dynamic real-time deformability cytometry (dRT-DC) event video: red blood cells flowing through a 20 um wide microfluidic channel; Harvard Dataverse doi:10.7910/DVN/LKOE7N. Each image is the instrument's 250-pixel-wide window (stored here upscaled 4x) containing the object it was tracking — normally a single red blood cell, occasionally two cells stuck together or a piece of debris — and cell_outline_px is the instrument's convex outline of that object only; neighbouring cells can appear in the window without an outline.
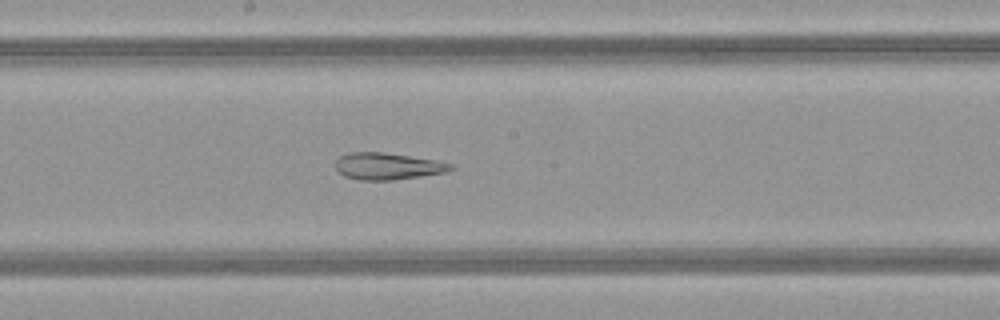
{"species": "common noctule bat (a hibernating species)", "species_latin": "Nyctalus noctula", "temperature_condition": "warm", "stored_images_in_passage": 50, "camera_frame_rate_fps": 3000, "um_per_image_px": 0.085, "animal": {"sex": "female", "body_mass_g": 21.9}, "frame": {"image": 1, "passage_image": 27, "time_ms": 8.667, "image_size_px": [1000, 320], "cell_outline_px": [[456, 168], [448, 172], [392, 180], [360, 180], [344, 176], [336, 168], [336, 160], [340, 156], [348, 152], [384, 152], [432, 160], [452, 164]], "centroid_in_image_um": [32.94, 14.13], "position_along_channel_um": 215.3, "area_um2": 17.86}}
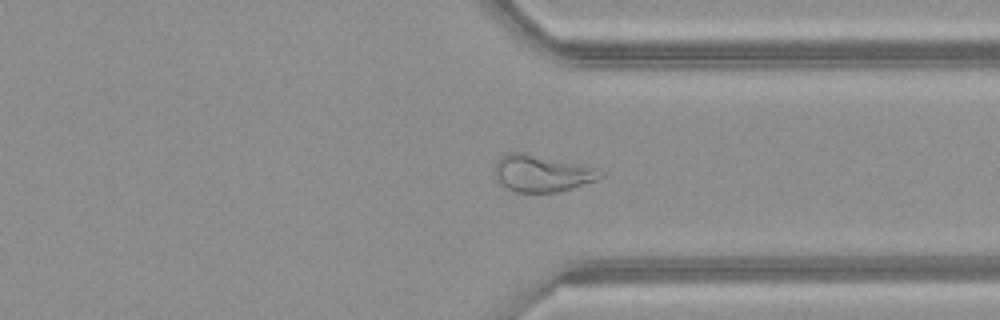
{"frame": {"image": 2, "passage_image": 38, "time_ms": 12.333, "image_size_px": [1000, 320], "cell_outline_px": [[604, 176], [596, 180], [572, 188], [556, 192], [516, 192], [500, 184], [496, 180], [496, 160], [504, 152], [524, 152], [596, 168], [604, 172]], "centroid_in_image_um": [46.03, 14.72], "position_along_channel_um": 365.4, "area_um2": 22.6}}
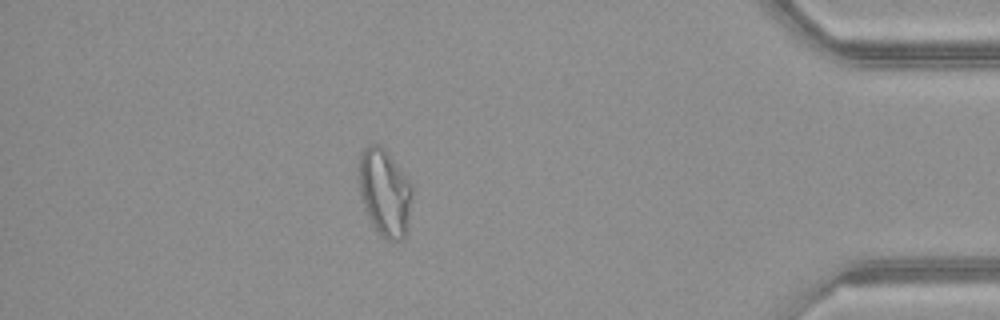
{"frame": {"image": 3, "passage_image": 44, "time_ms": 14.333, "image_size_px": [1000, 320], "cell_outline_px": [[412, 196], [408, 228], [404, 236], [400, 240], [392, 244], [384, 240], [372, 224], [364, 208], [360, 196], [356, 176], [360, 152], [368, 144], [380, 144], [384, 148], [408, 180], [412, 188]], "centroid_in_image_um": [32.66, 16.38], "position_along_channel_um": 402.5, "area_um2": 27.74}, "authors_computed_cell_mechanics": {"area_um2": 26.8481, "velocity_mm_per_s": 4.1037, "shape_relaxation_time_tau1_ms": null, "shape_relaxation_time_tau2_ms": 2.095, "deformation_change_tau1": null, "deformation_change_tau2": 0.0995}}